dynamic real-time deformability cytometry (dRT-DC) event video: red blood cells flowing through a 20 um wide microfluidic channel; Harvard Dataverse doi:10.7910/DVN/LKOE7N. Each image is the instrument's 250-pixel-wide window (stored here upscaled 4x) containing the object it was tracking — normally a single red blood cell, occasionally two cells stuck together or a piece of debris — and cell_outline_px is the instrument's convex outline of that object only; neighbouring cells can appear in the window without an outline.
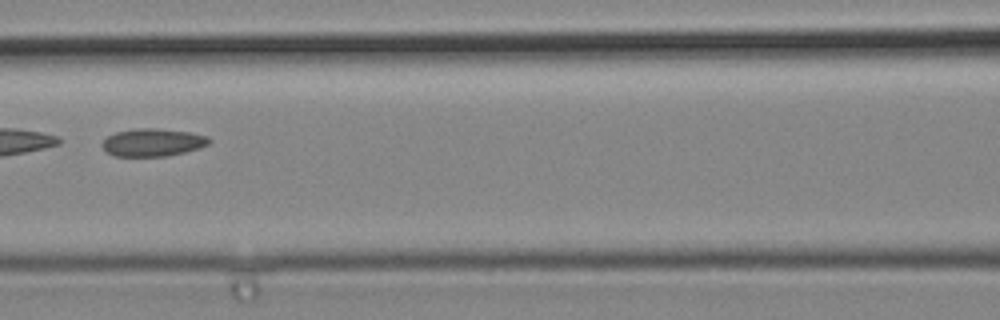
{"species": "common noctule bat (a hibernating species)", "species_latin": "Nyctalus noctula", "temperature_condition": "cold", "stored_images_in_passage": 6, "camera_frame_rate_fps": 3000, "um_per_image_px": 0.085, "animal": {"sex": "male", "body_mass_g": 19.2, "forearm_length_mm": 51.8}, "frame": {"image": 1, "passage_image": 6, "time_ms": 1.667, "image_size_px": [1000, 320], "cell_outline_px": [[212, 140], [208, 144], [200, 148], [168, 156], [112, 156], [100, 144], [108, 136], [116, 132], [136, 128], [156, 128], [188, 132], [208, 136]], "centroid_in_image_um": [12.99, 12.1], "position_along_channel_um": 153.6, "area_um2": 17.28}}